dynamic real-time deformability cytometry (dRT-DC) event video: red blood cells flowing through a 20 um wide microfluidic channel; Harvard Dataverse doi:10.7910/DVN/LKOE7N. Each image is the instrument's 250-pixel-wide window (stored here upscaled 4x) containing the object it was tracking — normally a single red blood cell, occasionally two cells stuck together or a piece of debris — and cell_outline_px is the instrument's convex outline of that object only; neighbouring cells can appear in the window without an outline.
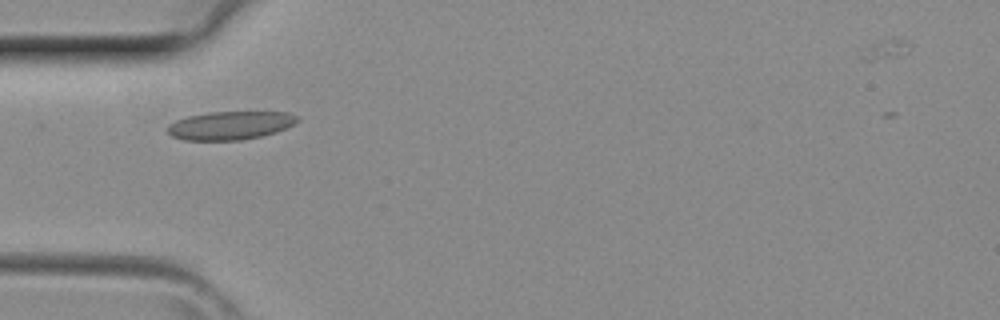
{"species": "common noctule bat (a hibernating species)", "species_latin": "Nyctalus noctula", "temperature_condition": "room temperature", "stored_images_in_passage": 1, "camera_frame_rate_fps": 3000, "um_per_image_px": 0.085, "animal": {"sex": "female", "body_mass_g": 29.2, "forearm_length_mm": 56.3}, "frame": {"image": 1, "passage_image": 1, "time_ms": 0.0, "image_size_px": [1000, 320], "cell_outline_px": [[300, 120], [276, 132], [260, 136], [240, 140], [184, 140], [172, 136], [168, 132], [168, 124], [176, 120], [188, 116], [208, 112], [288, 112], [300, 116]], "centroid_in_image_um": [19.57, 10.65], "position_along_channel_um": 65.4, "area_um2": 21.39}}